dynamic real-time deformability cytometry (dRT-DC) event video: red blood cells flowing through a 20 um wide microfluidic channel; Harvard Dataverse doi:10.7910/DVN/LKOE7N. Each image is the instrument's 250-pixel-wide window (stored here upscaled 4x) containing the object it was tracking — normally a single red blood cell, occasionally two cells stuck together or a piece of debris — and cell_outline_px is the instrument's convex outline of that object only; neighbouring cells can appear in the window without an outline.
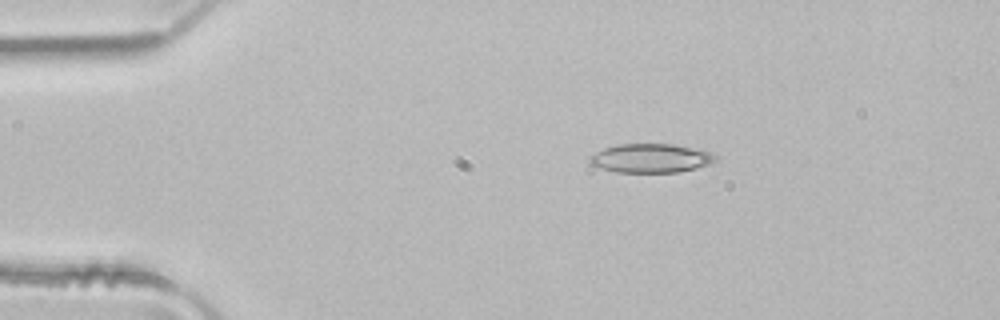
{"species": "common noctule bat (a hibernating species)", "species_latin": "Nyctalus noctula", "temperature_condition": "room temperature", "stored_images_in_passage": 2, "camera_frame_rate_fps": 3000, "um_per_image_px": 0.085, "animal": {"sex": "male", "body_mass_g": 21.5, "forearm_length_mm": 52.0}, "frame": {"image": 1, "passage_image": 1, "time_ms": 0.0, "image_size_px": [1000, 320], "cell_outline_px": [[720, 160], [696, 168], [676, 172], [616, 172], [600, 168], [588, 164], [588, 160], [596, 152], [604, 148], [616, 144], [672, 144], [712, 152]], "centroid_in_image_um": [55.31, 13.45], "position_along_channel_um": 29.7, "area_um2": 21.21}}